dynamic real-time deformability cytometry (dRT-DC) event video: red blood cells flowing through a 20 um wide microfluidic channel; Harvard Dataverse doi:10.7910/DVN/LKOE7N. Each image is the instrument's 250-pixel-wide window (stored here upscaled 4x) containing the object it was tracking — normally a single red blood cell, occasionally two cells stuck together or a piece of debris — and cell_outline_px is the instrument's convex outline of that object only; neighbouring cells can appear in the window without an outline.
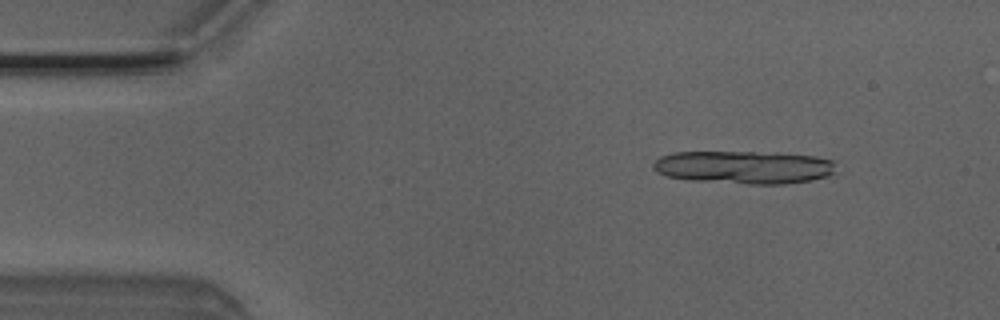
{"species": "Egyptian fruit bat (a non-hibernating species)", "species_latin": "Rousettus aegyptiacus", "temperature_condition": "room temperature", "stored_images_in_passage": 6, "camera_frame_rate_fps": 3000, "um_per_image_px": 0.085, "animal": {"sex": "male"}, "frame": {"image": 1, "passage_image": 2, "time_ms": 0.333, "image_size_px": [1000, 320], "cell_outline_px": [[836, 160], [832, 172], [828, 176], [812, 180], [784, 184], [748, 184], [692, 180], [668, 176], [652, 168], [652, 164], [660, 156], [676, 152], [776, 152], [816, 156]], "centroid_in_image_um": [63.28, 14.2], "position_along_channel_um": 21.7, "area_um2": 35.26}}